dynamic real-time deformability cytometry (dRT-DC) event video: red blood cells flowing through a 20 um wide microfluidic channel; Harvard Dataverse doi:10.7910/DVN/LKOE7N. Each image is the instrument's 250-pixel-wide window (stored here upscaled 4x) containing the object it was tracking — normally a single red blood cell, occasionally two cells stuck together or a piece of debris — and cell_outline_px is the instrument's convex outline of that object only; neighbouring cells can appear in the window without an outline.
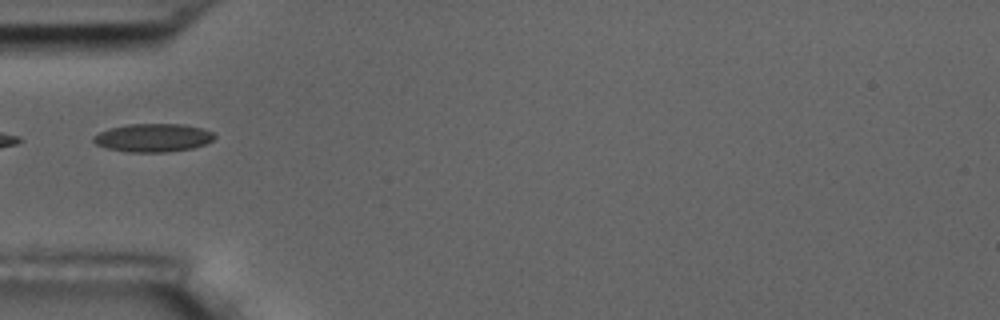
{"species": "common noctule bat (a hibernating species)", "species_latin": "Nyctalus noctula", "temperature_condition": "room temperature", "stored_images_in_passage": 3, "camera_frame_rate_fps": 3000, "um_per_image_px": 0.085, "animal": {"sex": "male", "body_mass_g": 17.5, "forearm_length_mm": 52.3}, "frame": {"image": 1, "passage_image": 1, "time_ms": 0.0, "image_size_px": [1000, 320], "cell_outline_px": [[216, 136], [212, 140], [204, 144], [192, 148], [164, 152], [128, 152], [108, 148], [96, 144], [92, 140], [92, 136], [108, 128], [128, 124], [184, 124], [200, 128], [212, 132]], "centroid_in_image_um": [12.98, 11.7], "position_along_channel_um": 72.0, "area_um2": 19.83}}